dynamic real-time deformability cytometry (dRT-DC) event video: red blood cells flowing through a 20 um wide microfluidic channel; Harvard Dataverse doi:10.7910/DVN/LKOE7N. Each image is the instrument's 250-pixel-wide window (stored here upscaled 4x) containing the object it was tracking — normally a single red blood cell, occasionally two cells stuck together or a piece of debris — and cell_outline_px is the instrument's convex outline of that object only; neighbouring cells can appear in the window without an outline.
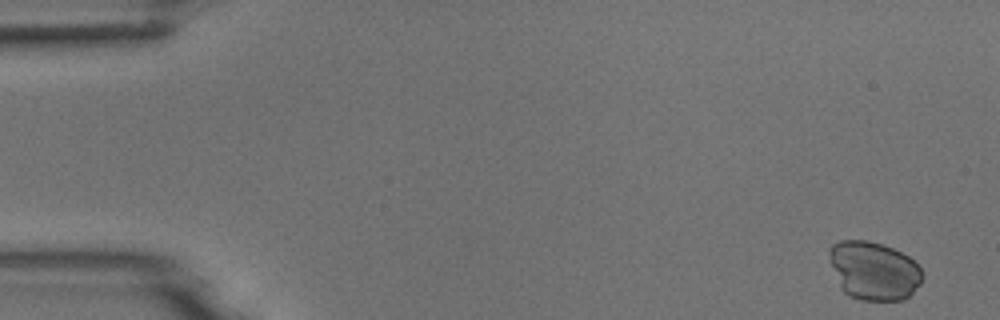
{"species": "common noctule bat (a hibernating species)", "species_latin": "Nyctalus noctula", "temperature_condition": "room temperature", "stored_images_in_passage": 5, "camera_frame_rate_fps": 3000, "um_per_image_px": 0.085, "animal": {"sex": "male", "body_mass_g": 18.8}, "frame": {"image": 1, "passage_image": 1, "time_ms": 0.0, "image_size_px": [1000, 320], "cell_outline_px": [[924, 276], [920, 284], [904, 300], [860, 300], [844, 292], [840, 288], [828, 256], [828, 248], [832, 244], [840, 240], [868, 240], [892, 248], [908, 256], [920, 268]], "centroid_in_image_um": [74.25, 23.0], "position_along_channel_um": 10.8, "area_um2": 31.73}}
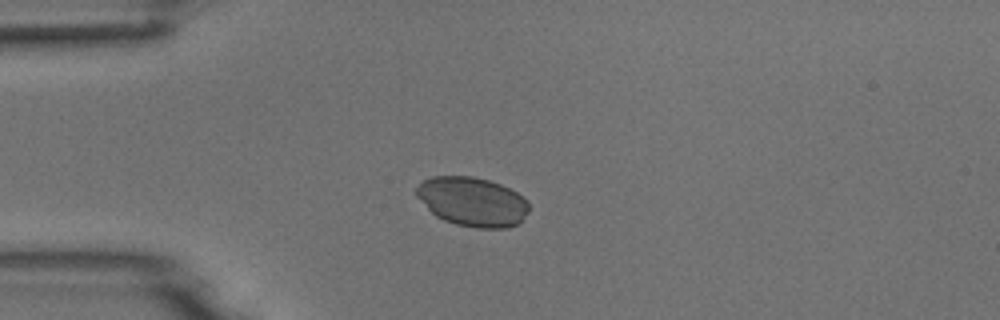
{"frame": {"image": 2, "passage_image": 4, "time_ms": 1.0, "image_size_px": [1000, 320], "cell_outline_px": [[528, 212], [516, 224], [508, 228], [480, 228], [456, 224], [444, 220], [436, 216], [416, 196], [416, 188], [424, 180], [432, 176], [472, 176], [488, 180], [500, 184], [516, 192], [528, 200]], "centroid_in_image_um": [40.15, 17.14], "position_along_channel_um": 44.8, "area_um2": 32.02}}